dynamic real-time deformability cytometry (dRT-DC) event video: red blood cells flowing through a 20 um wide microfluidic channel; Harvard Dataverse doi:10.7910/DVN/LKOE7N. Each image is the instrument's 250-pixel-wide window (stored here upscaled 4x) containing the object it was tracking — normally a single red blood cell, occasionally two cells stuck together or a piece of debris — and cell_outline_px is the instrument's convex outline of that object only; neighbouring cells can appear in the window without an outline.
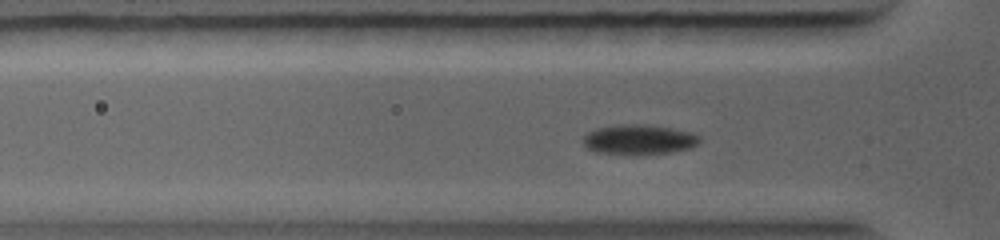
{"species": "common noctule bat (a hibernating species)", "species_latin": "Nyctalus noctula", "temperature_condition": "warm", "stored_images_in_passage": 20, "camera_frame_rate_fps": 5000, "um_per_image_px": 0.085, "animal": {"sex": "female", "body_mass_g": 19.0, "forearm_length_mm": 56.7}, "frame": {"image": 1, "passage_image": 9, "time_ms": 2.6, "image_size_px": [1000, 240], "cell_outline_px": [[700, 140], [696, 144], [688, 148], [672, 152], [636, 156], [592, 152], [584, 144], [584, 136], [588, 132], [596, 128], [620, 124], [644, 124], [672, 128], [688, 132], [700, 136]], "centroid_in_image_um": [54.26, 11.88], "position_along_channel_um": 71.5, "area_um2": 20.58}}
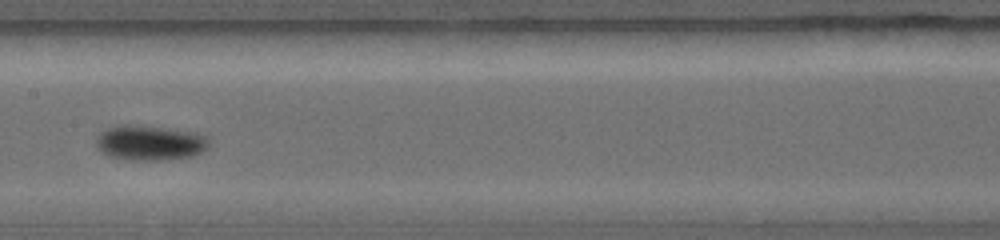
{"frame": {"image": 2, "passage_image": 16, "time_ms": 5.0, "image_size_px": [1000, 240], "cell_outline_px": [[208, 144], [200, 152], [192, 156], [160, 160], [124, 160], [108, 156], [96, 148], [96, 136], [100, 132], [108, 128], [124, 124], [132, 124], [188, 132], [204, 136], [208, 140]], "centroid_in_image_um": [12.62, 12.15], "position_along_channel_um": 194.8, "area_um2": 22.66}}
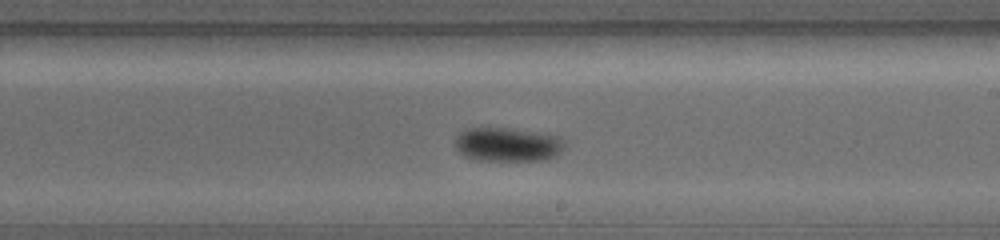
{"frame": {"image": 3, "passage_image": 19, "time_ms": 6.0, "image_size_px": [1000, 240], "cell_outline_px": [[564, 144], [560, 152], [556, 156], [544, 160], [476, 160], [464, 156], [456, 148], [456, 136], [464, 128], [512, 128], [560, 136]], "centroid_in_image_um": [43.13, 12.27], "position_along_channel_um": 245.9, "area_um2": 21.68}}